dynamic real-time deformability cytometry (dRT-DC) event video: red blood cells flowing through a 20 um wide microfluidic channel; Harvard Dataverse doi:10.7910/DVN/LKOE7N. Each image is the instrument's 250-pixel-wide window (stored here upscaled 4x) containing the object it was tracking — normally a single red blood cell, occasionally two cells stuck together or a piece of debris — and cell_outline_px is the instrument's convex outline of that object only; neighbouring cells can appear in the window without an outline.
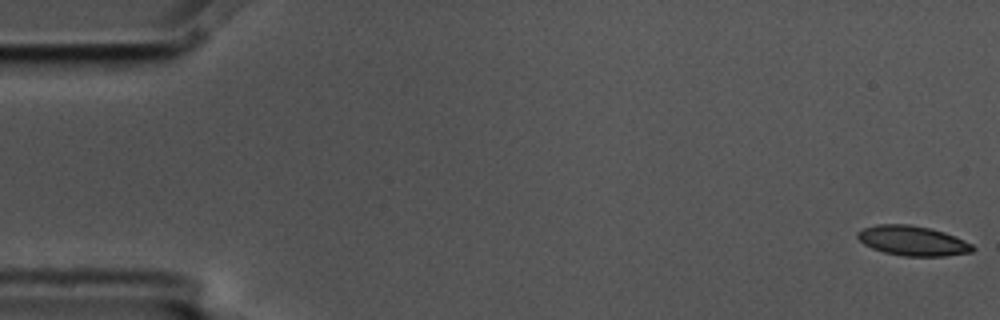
{"species": "common noctule bat (a hibernating species)", "species_latin": "Nyctalus noctula", "temperature_condition": "cold", "stored_images_in_passage": 3, "camera_frame_rate_fps": 3000, "um_per_image_px": 0.085, "animal": {"sex": "male", "body_mass_g": 17.5, "forearm_length_mm": 52.3}, "frame": {"image": 1, "passage_image": 1, "time_ms": 0.0, "image_size_px": [1000, 320], "cell_outline_px": [[976, 248], [972, 252], [944, 256], [904, 256], [884, 252], [872, 248], [864, 244], [856, 236], [856, 232], [864, 228], [876, 224], [908, 224], [928, 228], [944, 232], [956, 236], [972, 244]], "centroid_in_image_um": [77.58, 20.46], "position_along_channel_um": 7.4, "area_um2": 20.0}}